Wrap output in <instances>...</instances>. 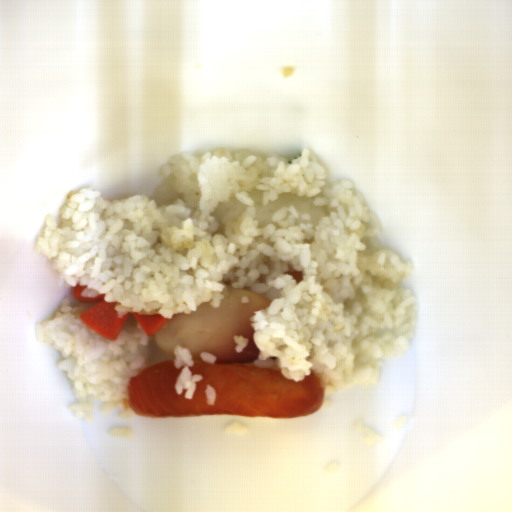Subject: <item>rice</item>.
I'll return each mask as SVG.
<instances>
[{"instance_id":"e7b20468","label":"rice","mask_w":512,"mask_h":512,"mask_svg":"<svg viewBox=\"0 0 512 512\" xmlns=\"http://www.w3.org/2000/svg\"><path fill=\"white\" fill-rule=\"evenodd\" d=\"M340 469V465L339 463L337 462H332V463H327L322 471L326 474V473H331V472H334V471H338Z\"/></svg>"},{"instance_id":"e3fd555f","label":"rice","mask_w":512,"mask_h":512,"mask_svg":"<svg viewBox=\"0 0 512 512\" xmlns=\"http://www.w3.org/2000/svg\"><path fill=\"white\" fill-rule=\"evenodd\" d=\"M109 435L122 436L133 439V434L130 427H114L111 431H109Z\"/></svg>"},{"instance_id":"652b925c","label":"rice","mask_w":512,"mask_h":512,"mask_svg":"<svg viewBox=\"0 0 512 512\" xmlns=\"http://www.w3.org/2000/svg\"><path fill=\"white\" fill-rule=\"evenodd\" d=\"M152 195L110 201L92 185L45 217L34 249L59 283L127 313L191 314L227 288L271 303L249 318L257 367L295 382L315 371L323 409L338 389H371L418 329L413 264L382 243L383 221L352 180L329 182L312 149L246 148L169 157ZM301 270L298 284L288 272ZM134 315V314H133Z\"/></svg>"},{"instance_id":"023b6e5f","label":"rice","mask_w":512,"mask_h":512,"mask_svg":"<svg viewBox=\"0 0 512 512\" xmlns=\"http://www.w3.org/2000/svg\"><path fill=\"white\" fill-rule=\"evenodd\" d=\"M59 304L54 317L36 322L33 329L34 339L55 347L62 357L57 369L66 372L78 399L69 412L94 424L91 410L101 402L102 415L117 408V418H131L129 383L147 367L149 335L138 321L126 320L115 340L103 338L80 318L97 302L72 304L64 296Z\"/></svg>"},{"instance_id":"0b520998","label":"rice","mask_w":512,"mask_h":512,"mask_svg":"<svg viewBox=\"0 0 512 512\" xmlns=\"http://www.w3.org/2000/svg\"><path fill=\"white\" fill-rule=\"evenodd\" d=\"M200 358L202 361H205L207 363H210V364H214L215 365V362H216V359H217V355H214V354H211L209 352H202L199 354Z\"/></svg>"},{"instance_id":"b023fe2a","label":"rice","mask_w":512,"mask_h":512,"mask_svg":"<svg viewBox=\"0 0 512 512\" xmlns=\"http://www.w3.org/2000/svg\"><path fill=\"white\" fill-rule=\"evenodd\" d=\"M224 431L226 433H236L240 435H245L246 433H248V428H246L245 426L241 425L238 422L233 421L226 426Z\"/></svg>"},{"instance_id":"8eca5e8b","label":"rice","mask_w":512,"mask_h":512,"mask_svg":"<svg viewBox=\"0 0 512 512\" xmlns=\"http://www.w3.org/2000/svg\"><path fill=\"white\" fill-rule=\"evenodd\" d=\"M173 354L175 357L173 361L174 368H182L174 384L175 390L179 395L183 393V390H186L184 392V398L191 400L194 397L197 382L203 379V375L192 373L191 367H193L195 363L190 349L179 344L174 347Z\"/></svg>"},{"instance_id":"acb35da6","label":"rice","mask_w":512,"mask_h":512,"mask_svg":"<svg viewBox=\"0 0 512 512\" xmlns=\"http://www.w3.org/2000/svg\"><path fill=\"white\" fill-rule=\"evenodd\" d=\"M355 427L358 432L365 436L362 440L365 441L366 445L369 447H375L379 443L380 437L378 433L368 428L363 420H359Z\"/></svg>"},{"instance_id":"a3056103","label":"rice","mask_w":512,"mask_h":512,"mask_svg":"<svg viewBox=\"0 0 512 512\" xmlns=\"http://www.w3.org/2000/svg\"><path fill=\"white\" fill-rule=\"evenodd\" d=\"M233 342L236 343V353H241L247 347L249 339L248 337H243L242 335H233Z\"/></svg>"},{"instance_id":"d2b440a0","label":"rice","mask_w":512,"mask_h":512,"mask_svg":"<svg viewBox=\"0 0 512 512\" xmlns=\"http://www.w3.org/2000/svg\"><path fill=\"white\" fill-rule=\"evenodd\" d=\"M406 421H407V416H400L395 419L393 427H395L396 429L402 428L405 425Z\"/></svg>"},{"instance_id":"50a67109","label":"rice","mask_w":512,"mask_h":512,"mask_svg":"<svg viewBox=\"0 0 512 512\" xmlns=\"http://www.w3.org/2000/svg\"><path fill=\"white\" fill-rule=\"evenodd\" d=\"M240 303L249 304L250 303L249 296H246V295L240 296Z\"/></svg>"},{"instance_id":"f2f60c81","label":"rice","mask_w":512,"mask_h":512,"mask_svg":"<svg viewBox=\"0 0 512 512\" xmlns=\"http://www.w3.org/2000/svg\"><path fill=\"white\" fill-rule=\"evenodd\" d=\"M204 395L206 397V403L208 406H212L216 403V390L211 386L210 383H207Z\"/></svg>"}]
</instances>
